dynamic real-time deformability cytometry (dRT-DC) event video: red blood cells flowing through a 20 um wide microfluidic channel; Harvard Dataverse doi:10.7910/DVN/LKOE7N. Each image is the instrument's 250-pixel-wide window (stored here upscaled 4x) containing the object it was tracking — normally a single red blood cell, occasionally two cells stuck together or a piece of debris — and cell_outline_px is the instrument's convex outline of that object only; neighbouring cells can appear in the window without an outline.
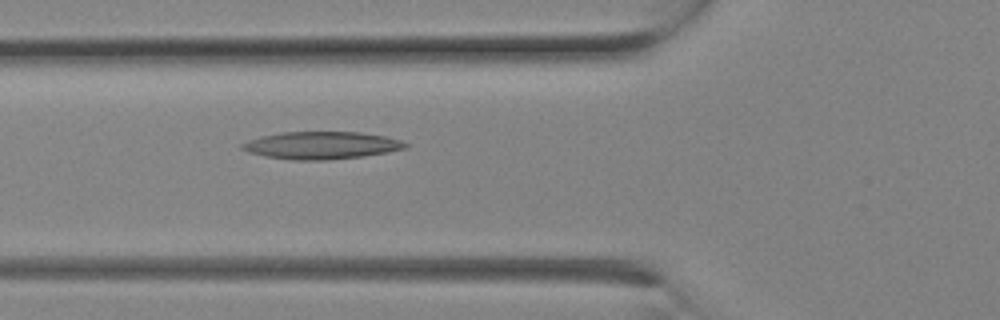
{"species": "Egyptian fruit bat (a non-hibernating species)", "species_latin": "Rousettus aegyptiacus", "temperature_condition": "room temperature", "stored_images_in_passage": 3, "camera_frame_rate_fps": 3000, "um_per_image_px": 0.085, "animal": {"sex": "female"}, "frame": {"image": 1, "passage_image": 3, "time_ms": 0.667, "image_size_px": [1000, 320], "cell_outline_px": [[408, 144], [404, 148], [388, 152], [364, 156], [328, 160], [292, 160], [264, 156], [248, 152], [240, 148], [240, 144], [248, 140], [260, 136], [280, 132], [360, 132], [384, 136], [400, 140]], "centroid_in_image_um": [27.26, 12.35], "position_along_channel_um": 98.5, "area_um2": 26.18}}